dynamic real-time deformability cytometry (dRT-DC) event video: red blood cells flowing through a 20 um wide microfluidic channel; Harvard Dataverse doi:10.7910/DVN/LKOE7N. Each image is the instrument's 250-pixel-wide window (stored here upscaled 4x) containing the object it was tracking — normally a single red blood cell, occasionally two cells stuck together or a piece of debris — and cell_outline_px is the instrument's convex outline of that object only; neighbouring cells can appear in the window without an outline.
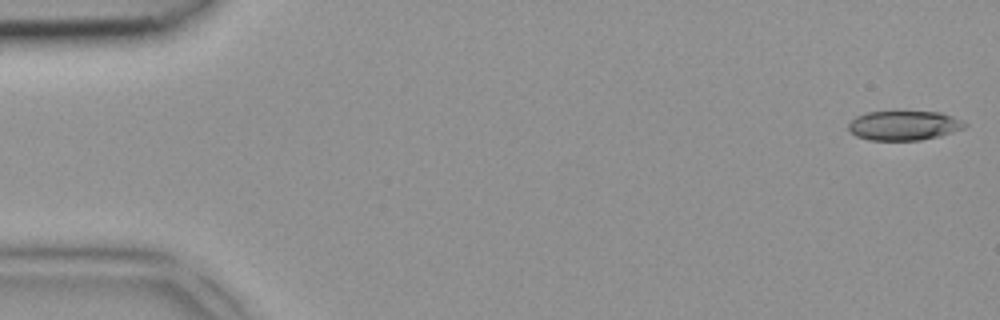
{"species": "common noctule bat (a hibernating species)", "species_latin": "Nyctalus noctula", "temperature_condition": "room temperature", "stored_images_in_passage": 6, "camera_frame_rate_fps": 3000, "um_per_image_px": 0.085, "animal": {"sex": "female", "body_mass_g": 18.4}, "frame": {"image": 1, "passage_image": 6, "time_ms": 1.667, "image_size_px": [1000, 320], "cell_outline_px": [[968, 124], [964, 128], [940, 136], [920, 140], [868, 140], [856, 136], [848, 128], [848, 124], [856, 116], [868, 112], [900, 108], [940, 112], [952, 116]], "centroid_in_image_um": [76.82, 10.61], "position_along_channel_um": 8.2, "area_um2": 20.87}}